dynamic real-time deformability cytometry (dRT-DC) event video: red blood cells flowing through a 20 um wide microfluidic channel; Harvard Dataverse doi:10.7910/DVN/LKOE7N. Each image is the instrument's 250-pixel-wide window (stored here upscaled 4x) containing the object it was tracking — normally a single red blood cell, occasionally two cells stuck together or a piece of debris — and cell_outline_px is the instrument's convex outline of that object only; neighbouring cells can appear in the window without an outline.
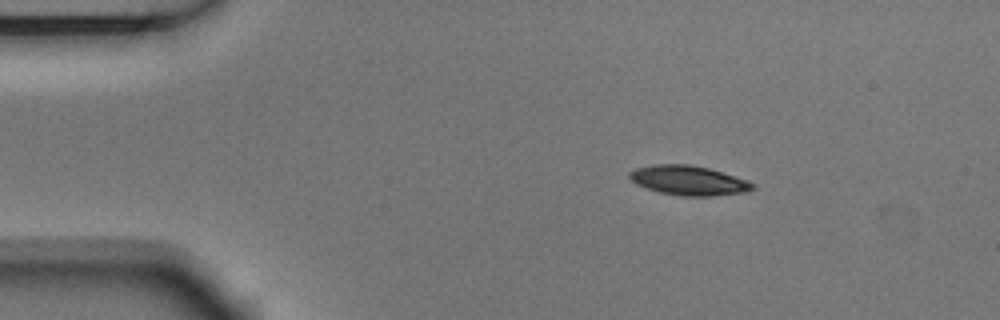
{"species": "Egyptian fruit bat (a non-hibernating species)", "species_latin": "Rousettus aegyptiacus", "temperature_condition": "room temperature", "stored_images_in_passage": 3, "camera_frame_rate_fps": 3000, "um_per_image_px": 0.085, "animal": {"sex": "male"}, "frame": {"image": 1, "passage_image": 1, "time_ms": 0.0, "image_size_px": [1000, 320], "cell_outline_px": [[756, 188], [748, 192], [712, 196], [680, 196], [660, 192], [636, 184], [628, 176], [628, 172], [636, 168], [652, 164], [688, 164], [708, 168], [748, 180], [756, 184]], "centroid_in_image_um": [58.56, 15.34], "position_along_channel_um": 26.4, "area_um2": 21.33}}
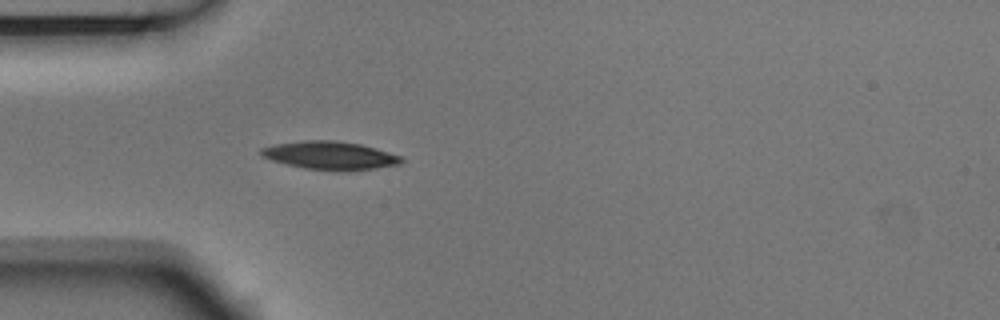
{"frame": {"image": 2, "passage_image": 3, "time_ms": 0.667, "image_size_px": [1000, 320], "cell_outline_px": [[404, 160], [400, 164], [376, 168], [348, 172], [336, 172], [304, 168], [272, 160], [260, 156], [260, 148], [276, 144], [304, 140], [336, 140], [360, 144], [376, 148], [404, 156]], "centroid_in_image_um": [28.1, 13.23], "position_along_channel_um": 56.9, "area_um2": 23.47}}